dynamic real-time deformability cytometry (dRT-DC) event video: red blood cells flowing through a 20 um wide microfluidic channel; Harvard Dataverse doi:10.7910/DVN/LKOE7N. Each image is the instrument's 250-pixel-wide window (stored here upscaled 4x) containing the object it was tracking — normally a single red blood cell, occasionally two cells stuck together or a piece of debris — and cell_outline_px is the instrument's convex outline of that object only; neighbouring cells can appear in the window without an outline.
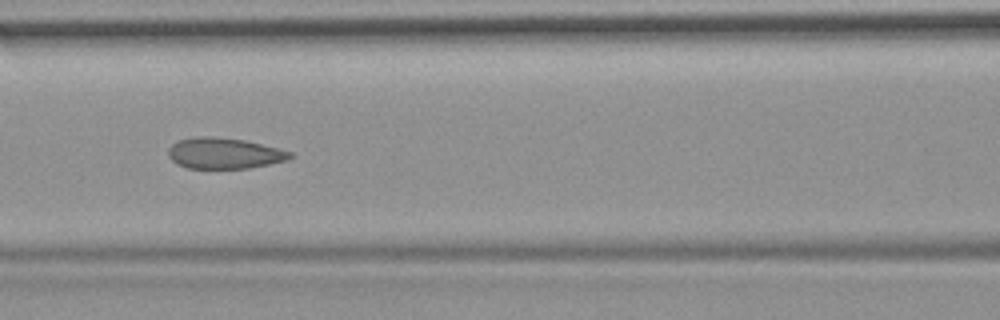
{"species": "common noctule bat (a hibernating species)", "species_latin": "Nyctalus noctula", "temperature_condition": "room temperature", "stored_images_in_passage": 16, "camera_frame_rate_fps": 3000, "um_per_image_px": 0.085, "animal": {"sex": "female", "body_mass_g": 19.9}, "frame": {"image": 1, "passage_image": 7, "time_ms": 2.0, "image_size_px": [1000, 320], "cell_outline_px": [[296, 156], [288, 160], [248, 168], [188, 168], [176, 164], [168, 156], [168, 148], [176, 140], [196, 136], [212, 136], [244, 140], [280, 148], [292, 152]], "centroid_in_image_um": [19.06, 13.02], "position_along_channel_um": 147.5, "area_um2": 22.2}}